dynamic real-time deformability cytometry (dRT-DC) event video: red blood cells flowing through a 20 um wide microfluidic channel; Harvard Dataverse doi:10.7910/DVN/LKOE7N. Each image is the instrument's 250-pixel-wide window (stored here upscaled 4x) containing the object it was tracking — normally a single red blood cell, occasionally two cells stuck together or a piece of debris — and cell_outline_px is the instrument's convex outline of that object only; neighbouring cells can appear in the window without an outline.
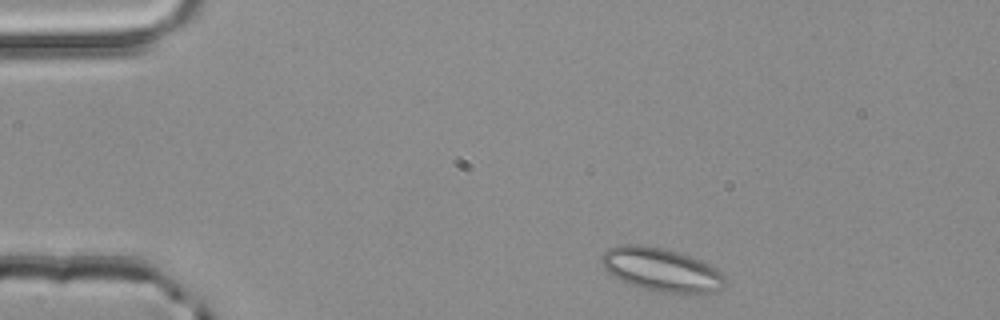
{"species": "common noctule bat (a hibernating species)", "species_latin": "Nyctalus noctula", "temperature_condition": "room temperature", "stored_images_in_passage": 45, "camera_frame_rate_fps": 3000, "um_per_image_px": 0.085, "animal": {"sex": "male", "body_mass_g": 20.4}, "frame": {"image": 1, "passage_image": 2, "time_ms": 0.333, "image_size_px": [1000, 320], "cell_outline_px": [[724, 288], [716, 292], [656, 292], [628, 284], [612, 276], [604, 268], [600, 260], [600, 256], [608, 248], [620, 244], [640, 244], [664, 248], [700, 260], [716, 268], [724, 276]], "centroid_in_image_um": [56.16, 22.91], "position_along_channel_um": 28.8, "area_um2": 31.21}}
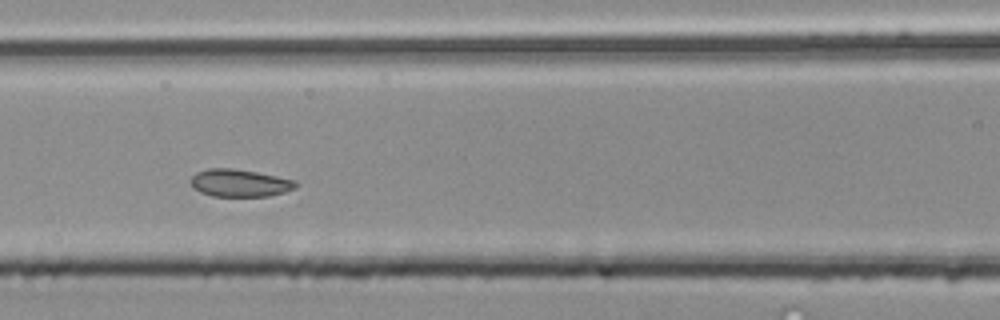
{"frame": {"image": 2, "passage_image": 16, "time_ms": 5.0, "image_size_px": [1000, 320], "cell_outline_px": [[300, 184], [296, 188], [284, 192], [268, 196], [212, 196], [200, 192], [192, 188], [192, 176], [196, 172], [208, 168], [232, 168], [256, 172], [296, 180]], "centroid_in_image_um": [20.39, 15.55], "position_along_channel_um": 146.2, "area_um2": 16.88}}
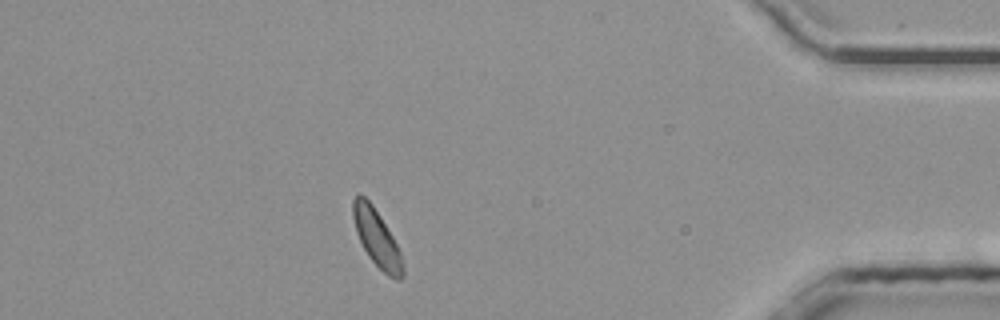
{"frame": {"image": 3, "passage_image": 39, "time_ms": 12.667, "image_size_px": [1000, 320], "cell_outline_px": [[404, 276], [400, 280], [396, 280], [388, 276], [368, 256], [356, 232], [352, 216], [352, 200], [360, 192], [372, 204], [380, 216], [392, 236], [400, 252], [404, 268]], "centroid_in_image_um": [32.02, 20.23], "position_along_channel_um": 403.2, "area_um2": 16.42}}